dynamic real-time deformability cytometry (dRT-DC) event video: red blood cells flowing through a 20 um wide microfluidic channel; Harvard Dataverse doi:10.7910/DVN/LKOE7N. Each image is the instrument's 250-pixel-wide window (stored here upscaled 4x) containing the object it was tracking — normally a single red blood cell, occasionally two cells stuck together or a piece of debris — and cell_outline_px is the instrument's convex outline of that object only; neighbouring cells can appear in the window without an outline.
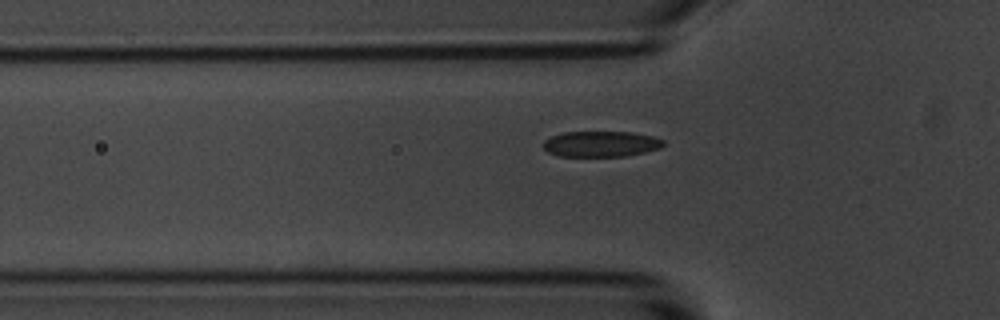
{"species": "common noctule bat (a hibernating species)", "species_latin": "Nyctalus noctula", "temperature_condition": "room temperature", "stored_images_in_passage": 36, "camera_frame_rate_fps": 3000, "um_per_image_px": 0.085, "animal": {"sex": "male", "body_mass_g": 20.1, "forearm_length_mm": 53.5}, "frame": {"image": 1, "passage_image": 5, "time_ms": 1.333, "image_size_px": [1000, 320], "cell_outline_px": [[664, 144], [660, 148], [628, 156], [556, 156], [548, 152], [544, 148], [544, 140], [552, 136], [564, 132], [632, 132], [652, 136], [664, 140]], "centroid_in_image_um": [51.08, 12.24], "position_along_channel_um": 74.7, "area_um2": 17.98}}
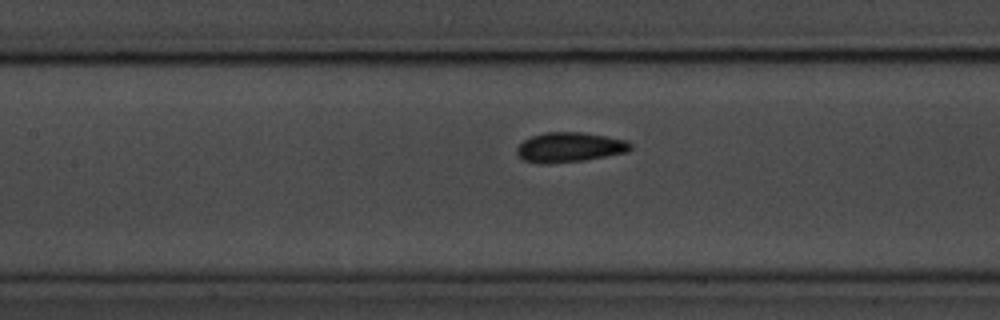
{"frame": {"image": 2, "passage_image": 12, "time_ms": 3.667, "image_size_px": [1000, 320], "cell_outline_px": [[632, 148], [628, 152], [584, 160], [548, 164], [540, 164], [524, 160], [516, 152], [516, 148], [524, 140], [532, 136], [544, 132], [584, 132], [628, 140], [632, 144]], "centroid_in_image_um": [48.44, 12.51], "position_along_channel_um": 159.0, "area_um2": 19.88}}
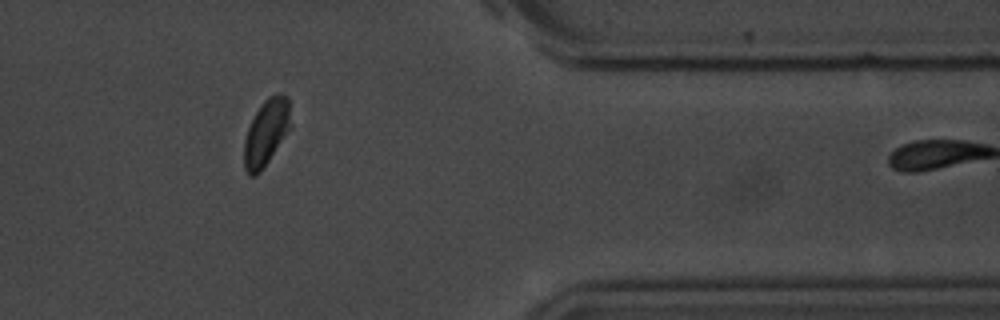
{"frame": {"image": 3, "passage_image": 33, "time_ms": 10.667, "image_size_px": [1000, 320], "cell_outline_px": [[292, 128], [260, 172], [256, 176], [248, 176], [244, 168], [244, 140], [248, 128], [256, 112], [264, 100], [268, 96], [280, 92], [288, 96]], "centroid_in_image_um": [22.65, 11.26], "position_along_channel_um": 388.7, "area_um2": 18.26}, "authors_computed_cell_mechanics": {"area_um2": 19.1896, "velocity_mm_per_s": 3.5805, "shape_relaxation_time_tau1_ms": 2.226, "shape_relaxation_time_tau2_ms": 0.7032, "deformation_change_tau1": 0.0892, "deformation_change_tau2": 0.0629}}